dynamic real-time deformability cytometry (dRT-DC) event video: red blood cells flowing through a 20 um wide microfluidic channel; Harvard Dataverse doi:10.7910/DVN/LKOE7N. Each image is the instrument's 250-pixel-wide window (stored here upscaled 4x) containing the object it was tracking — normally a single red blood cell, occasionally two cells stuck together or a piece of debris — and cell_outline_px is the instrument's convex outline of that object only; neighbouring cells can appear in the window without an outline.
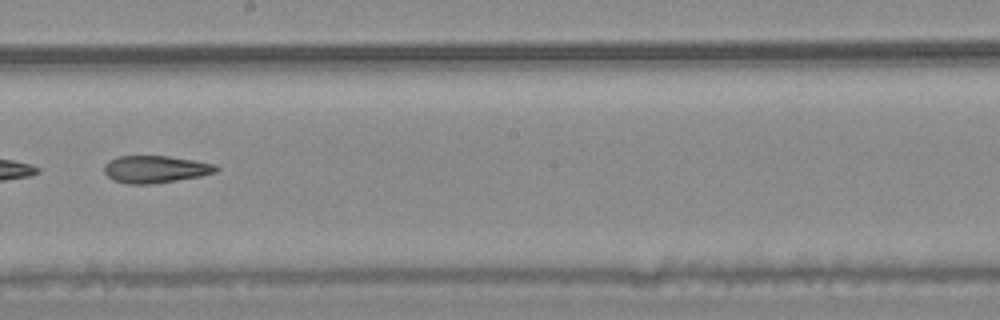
{"species": "common noctule bat (a hibernating species)", "species_latin": "Nyctalus noctula", "temperature_condition": "warm", "stored_images_in_passage": 53, "camera_frame_rate_fps": 3000, "um_per_image_px": 0.085, "animal": {"sex": "male", "body_mass_g": 20.4}, "frame": {"image": 1, "passage_image": 31, "time_ms": 10.0, "image_size_px": [1000, 320], "cell_outline_px": [[220, 168], [216, 172], [200, 176], [152, 184], [128, 184], [112, 180], [104, 172], [104, 164], [108, 160], [116, 156], [168, 156], [216, 164]], "centroid_in_image_um": [13.18, 14.38], "position_along_channel_um": 235.0, "area_um2": 17.86}, "authors_computed_cell_mechanics": {"area_um2": 19.7098, "velocity_mm_per_s": 3.7475, "shape_relaxation_time_tau1_ms": null, "shape_relaxation_time_tau2_ms": 6.6255, "deformation_change_tau1": null, "deformation_change_tau2": 0.1839}}